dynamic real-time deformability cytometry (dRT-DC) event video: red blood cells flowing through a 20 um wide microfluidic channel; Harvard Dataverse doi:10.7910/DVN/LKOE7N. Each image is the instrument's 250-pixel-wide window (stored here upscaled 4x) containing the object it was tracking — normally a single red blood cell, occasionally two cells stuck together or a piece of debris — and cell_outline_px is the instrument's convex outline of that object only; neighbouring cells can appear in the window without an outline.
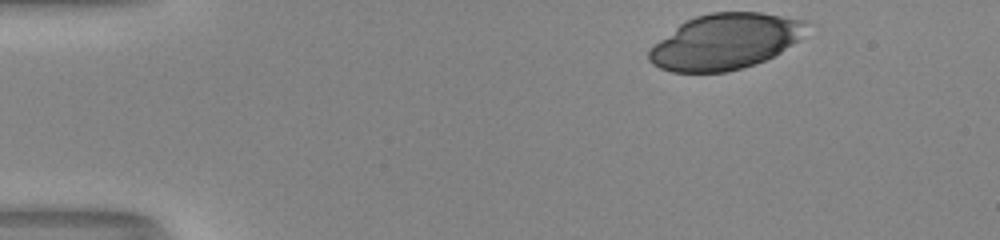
{"species": "human", "species_latin": "Homo sapiens", "temperature_condition": "room temperature", "stored_images_in_passage": 36, "camera_frame_rate_fps": 3000, "um_per_image_px": 0.085, "donor": {"sex": "male"}, "frame": {"image": 1, "passage_image": 1, "time_ms": 0.0, "image_size_px": [1000, 240], "cell_outline_px": [[808, 20], [796, 40], [792, 44], [780, 52], [764, 60], [740, 68], [724, 72], [672, 72], [660, 68], [652, 64], [648, 60], [648, 48], [684, 20], [696, 16], [712, 12], [760, 12]], "centroid_in_image_um": [61.55, 3.52], "position_along_channel_um": 23.5, "area_um2": 50.63}}